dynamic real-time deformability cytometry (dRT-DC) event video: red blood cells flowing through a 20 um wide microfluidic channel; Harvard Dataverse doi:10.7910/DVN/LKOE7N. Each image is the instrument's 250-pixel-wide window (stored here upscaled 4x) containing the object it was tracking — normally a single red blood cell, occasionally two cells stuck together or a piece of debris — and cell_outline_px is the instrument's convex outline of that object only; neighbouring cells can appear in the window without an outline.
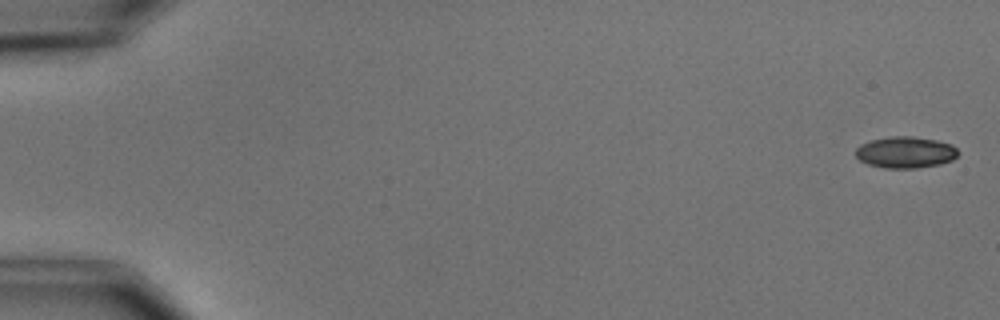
{"species": "common noctule bat (a hibernating species)", "species_latin": "Nyctalus noctula", "temperature_condition": "cold", "stored_images_in_passage": 2, "camera_frame_rate_fps": 3000, "um_per_image_px": 0.085, "animal": {"sex": "male", "body_mass_g": 15.6}, "frame": {"image": 1, "passage_image": 1, "time_ms": 0.0, "image_size_px": [1000, 320], "cell_outline_px": [[960, 152], [952, 160], [940, 164], [916, 168], [884, 168], [868, 164], [860, 160], [856, 156], [856, 148], [860, 144], [872, 140], [892, 136], [912, 136], [936, 140], [952, 144]], "centroid_in_image_um": [76.98, 12.94], "position_along_channel_um": 8.0, "area_um2": 18.79}}